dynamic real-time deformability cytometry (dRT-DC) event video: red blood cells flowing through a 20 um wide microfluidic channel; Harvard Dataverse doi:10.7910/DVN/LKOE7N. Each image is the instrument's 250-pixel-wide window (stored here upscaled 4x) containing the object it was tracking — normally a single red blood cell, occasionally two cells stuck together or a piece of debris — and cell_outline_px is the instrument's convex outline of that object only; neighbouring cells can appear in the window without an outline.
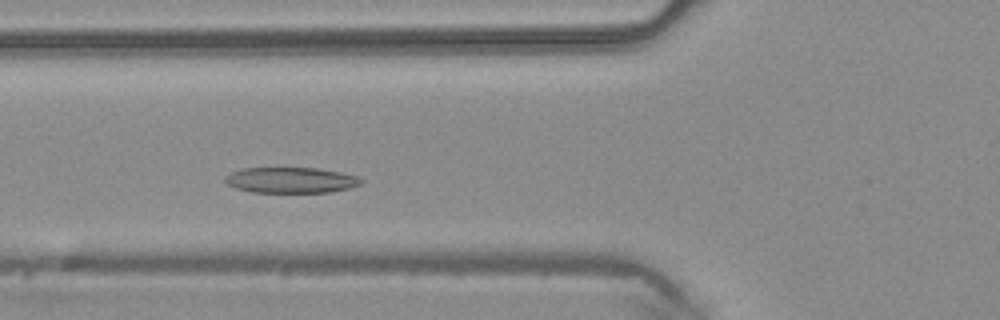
{"species": "common noctule bat (a hibernating species)", "species_latin": "Nyctalus noctula", "temperature_condition": "warm", "stored_images_in_passage": 34, "camera_frame_rate_fps": 3000, "um_per_image_px": 0.085, "animal": {"sex": "male", "body_mass_g": 20.4}, "frame": {"image": 1, "passage_image": 4, "time_ms": 1.0, "image_size_px": [1000, 320], "cell_outline_px": [[364, 180], [360, 184], [348, 188], [328, 192], [252, 192], [236, 188], [228, 184], [224, 180], [224, 176], [232, 172], [244, 168], [316, 168], [340, 172], [356, 176]], "centroid_in_image_um": [24.7, 15.31], "position_along_channel_um": 101.1, "area_um2": 20.17}}
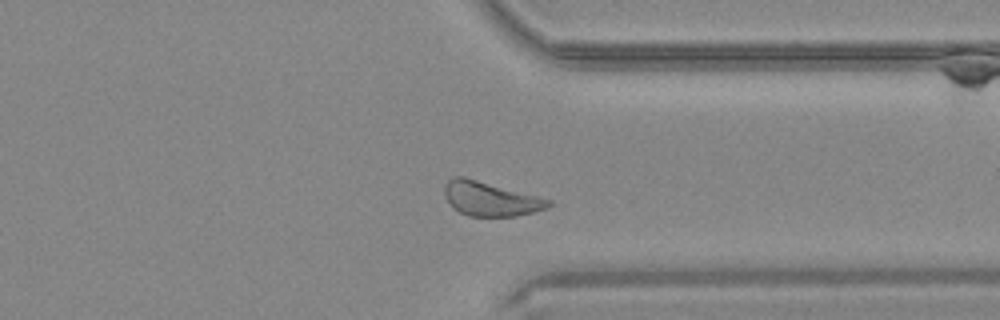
{"frame": {"image": 2, "passage_image": 23, "time_ms": 7.333, "image_size_px": [1000, 320], "cell_outline_px": [[552, 204], [548, 208], [516, 216], [468, 216], [452, 208], [444, 192], [444, 184], [452, 176], [464, 176], [540, 196], [552, 200]], "centroid_in_image_um": [41.69, 16.88], "position_along_channel_um": 369.7, "area_um2": 20.98}}
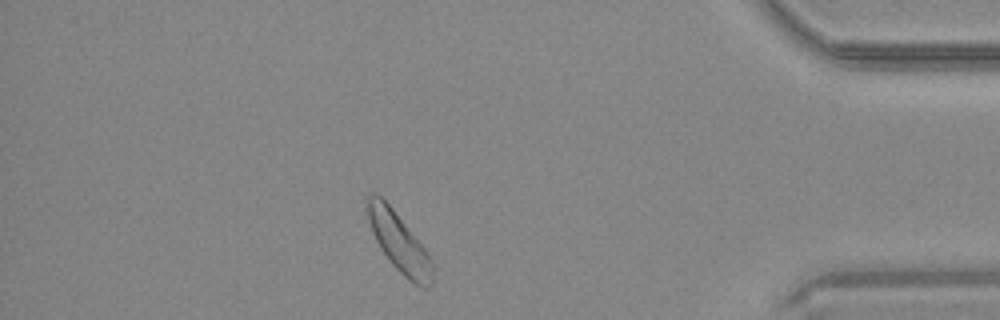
{"frame": {"image": 3, "passage_image": 28, "time_ms": 9.0, "image_size_px": [1000, 320], "cell_outline_px": [[432, 284], [428, 288], [420, 288], [412, 284], [388, 260], [380, 248], [372, 232], [364, 204], [368, 196], [372, 192], [376, 192], [392, 208], [424, 248], [432, 260]], "centroid_in_image_um": [33.89, 20.61], "position_along_channel_um": 401.3, "area_um2": 22.31}}